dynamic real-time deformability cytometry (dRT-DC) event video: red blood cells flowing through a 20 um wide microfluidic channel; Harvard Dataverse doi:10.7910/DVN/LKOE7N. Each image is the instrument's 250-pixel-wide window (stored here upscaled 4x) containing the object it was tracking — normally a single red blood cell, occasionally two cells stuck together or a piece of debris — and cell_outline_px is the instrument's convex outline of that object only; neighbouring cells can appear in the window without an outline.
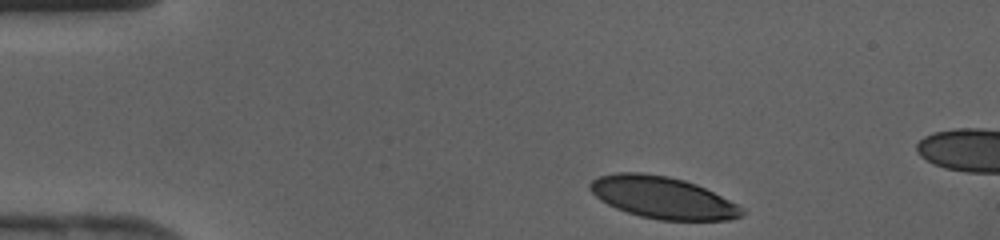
{"species": "human", "species_latin": "Homo sapiens", "temperature_condition": "cold", "stored_images_in_passage": 37, "camera_frame_rate_fps": 3000, "um_per_image_px": 0.085, "donor": {"sex": "female"}, "frame": {"image": 1, "passage_image": 1, "time_ms": 0.0, "image_size_px": [1000, 240], "cell_outline_px": [[744, 212], [740, 216], [728, 220], [660, 220], [640, 216], [616, 208], [600, 200], [588, 188], [588, 184], [592, 180], [600, 176], [616, 172], [640, 172], [668, 176], [684, 180], [696, 184], [744, 208]], "centroid_in_image_um": [56.29, 16.79], "position_along_channel_um": 28.7, "area_um2": 36.82}}
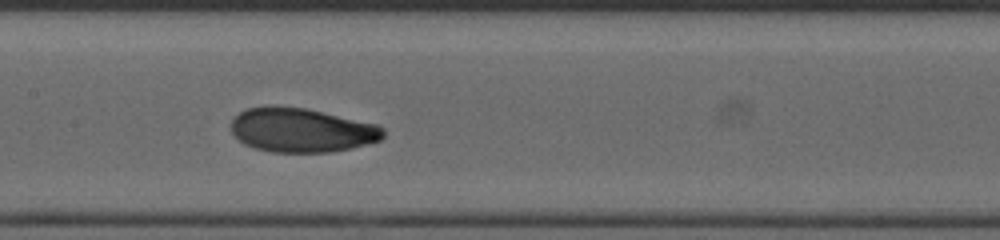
{"frame": {"image": 2, "passage_image": 15, "time_ms": 4.667, "image_size_px": [1000, 240], "cell_outline_px": [[384, 136], [380, 140], [352, 148], [328, 152], [272, 152], [256, 148], [244, 144], [232, 132], [232, 120], [240, 112], [248, 108], [304, 108], [380, 124], [384, 128]], "centroid_in_image_um": [25.7, 11.09], "position_along_channel_um": 181.7, "area_um2": 38.49}}
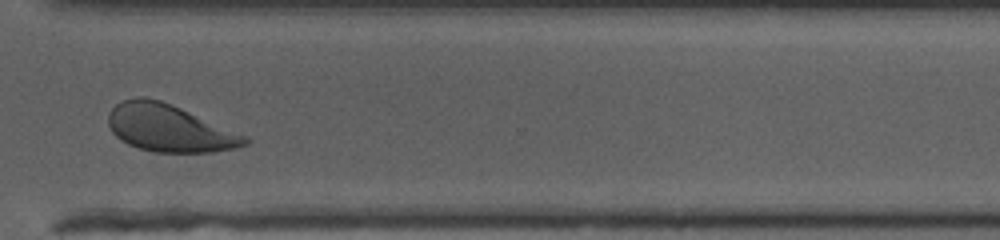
{"frame": {"image": 3, "passage_image": 26, "time_ms": 8.333, "image_size_px": [1000, 240], "cell_outline_px": [[252, 140], [248, 144], [236, 148], [212, 152], [156, 152], [140, 148], [128, 144], [120, 140], [112, 132], [108, 124], [108, 112], [120, 100], [136, 96], [144, 96], [160, 100], [180, 108], [248, 136]], "centroid_in_image_um": [14.38, 10.88], "position_along_channel_um": 356.2, "area_um2": 37.69}}